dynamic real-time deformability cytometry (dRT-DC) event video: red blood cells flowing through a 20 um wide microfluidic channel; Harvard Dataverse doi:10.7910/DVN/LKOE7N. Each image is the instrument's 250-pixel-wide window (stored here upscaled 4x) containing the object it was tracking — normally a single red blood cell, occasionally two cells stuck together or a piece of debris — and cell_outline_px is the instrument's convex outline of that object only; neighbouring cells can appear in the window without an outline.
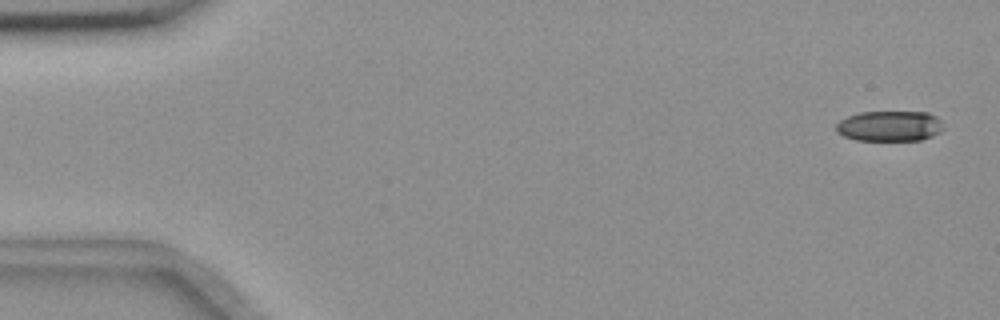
{"species": "common noctule bat (a hibernating species)", "species_latin": "Nyctalus noctula", "temperature_condition": "room temperature", "stored_images_in_passage": 5, "camera_frame_rate_fps": 3000, "um_per_image_px": 0.085, "animal": {"sex": "female", "body_mass_g": 18.4}, "frame": {"image": 1, "passage_image": 1, "time_ms": 0.0, "image_size_px": [1000, 320], "cell_outline_px": [[944, 128], [940, 132], [932, 136], [920, 140], [856, 140], [844, 136], [836, 132], [836, 124], [840, 120], [848, 116], [860, 112], [928, 112], [936, 116], [940, 120]], "centroid_in_image_um": [75.62, 10.71], "position_along_channel_um": 9.4, "area_um2": 19.07}}
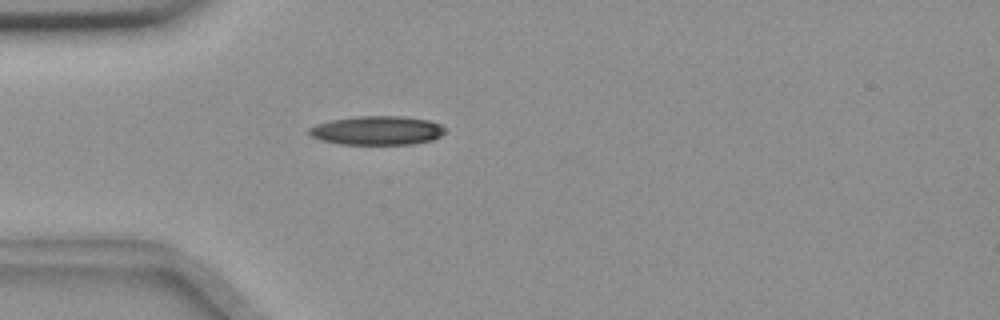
{"frame": {"image": 2, "passage_image": 5, "time_ms": 4.667, "image_size_px": [1000, 320], "cell_outline_px": [[448, 128], [440, 136], [432, 140], [412, 144], [340, 144], [320, 140], [312, 136], [308, 132], [308, 128], [316, 124], [332, 120], [356, 116], [400, 116], [428, 120], [440, 124]], "centroid_in_image_um": [32.06, 11.09], "position_along_channel_um": 52.9, "area_um2": 22.95}}